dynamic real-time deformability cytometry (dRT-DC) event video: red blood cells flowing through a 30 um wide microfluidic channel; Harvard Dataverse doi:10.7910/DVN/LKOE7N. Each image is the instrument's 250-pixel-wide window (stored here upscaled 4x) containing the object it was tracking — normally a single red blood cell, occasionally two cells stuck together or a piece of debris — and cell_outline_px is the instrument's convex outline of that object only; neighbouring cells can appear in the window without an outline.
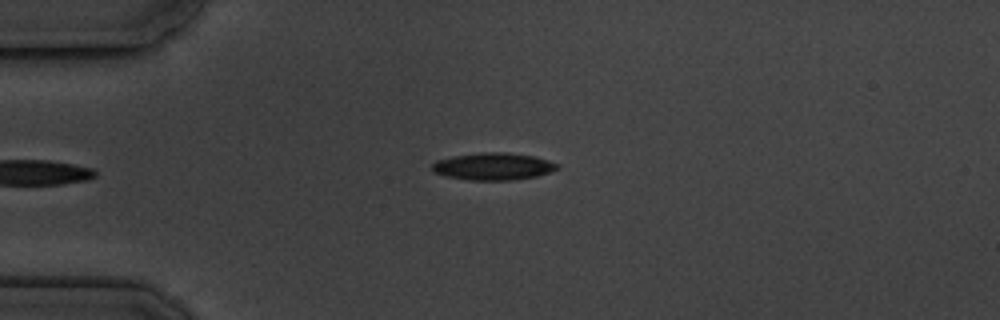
{"species": "common noctule bat (a hibernating species)", "species_latin": "Nyctalus noctula", "temperature_condition": "cold", "stored_images_in_passage": 4, "camera_frame_rate_fps": 3000, "um_per_image_px": 0.085, "animal": {"sex": "male", "body_mass_g": 19.5, "forearm_length_mm": 54.6}, "frame": {"image": 1, "passage_image": 4, "time_ms": 4.333, "image_size_px": [1000, 320], "cell_outline_px": [[560, 168], [552, 172], [536, 176], [512, 180], [468, 180], [444, 176], [432, 172], [432, 164], [436, 160], [452, 156], [484, 152], [504, 152], [536, 156], [560, 164]], "centroid_in_image_um": [41.94, 14.14], "position_along_channel_um": 43.1, "area_um2": 20.11}}